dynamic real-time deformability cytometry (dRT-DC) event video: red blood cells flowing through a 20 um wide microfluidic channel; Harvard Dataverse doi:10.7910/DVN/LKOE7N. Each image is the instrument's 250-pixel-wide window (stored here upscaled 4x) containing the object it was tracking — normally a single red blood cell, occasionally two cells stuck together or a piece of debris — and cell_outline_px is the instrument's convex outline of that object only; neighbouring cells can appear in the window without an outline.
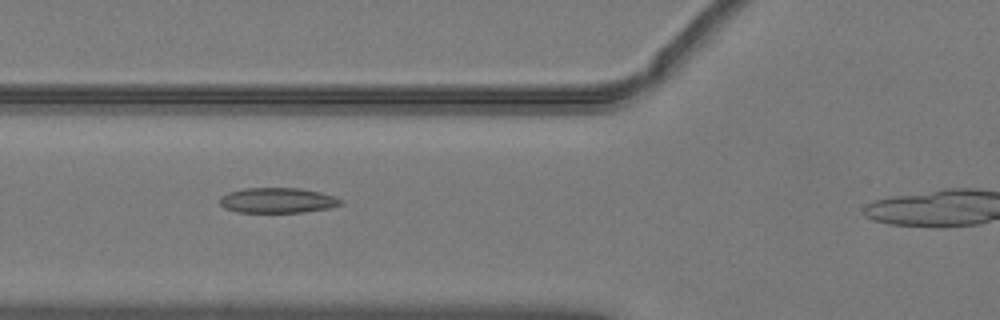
{"species": "common noctule bat (a hibernating species)", "species_latin": "Nyctalus noctula", "temperature_condition": "warm", "stored_images_in_passage": 38, "camera_frame_rate_fps": 3000, "um_per_image_px": 0.085, "animal": {"sex": "male", "body_mass_g": 19.2, "forearm_length_mm": 51.8}, "frame": {"image": 1, "passage_image": 13, "time_ms": 4.0, "image_size_px": [1000, 320], "cell_outline_px": [[344, 204], [332, 208], [304, 212], [236, 212], [224, 208], [220, 204], [220, 196], [228, 192], [244, 188], [300, 188], [320, 192], [336, 196], [344, 200]], "centroid_in_image_um": [23.64, 17.03], "position_along_channel_um": 102.2, "area_um2": 18.09}}
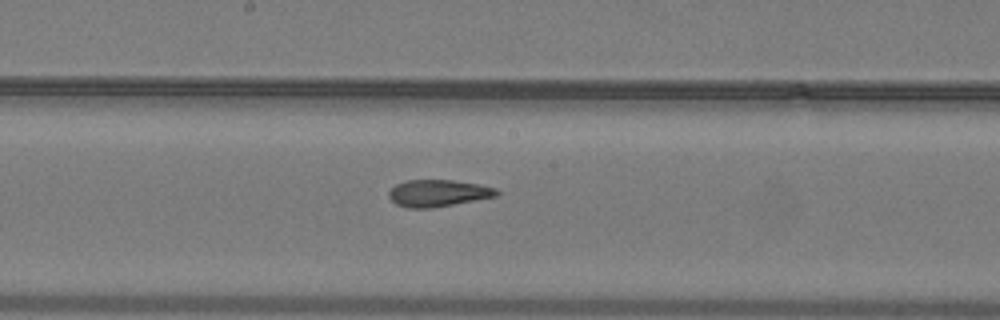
{"frame": {"image": 2, "passage_image": 21, "time_ms": 6.667, "image_size_px": [1000, 320], "cell_outline_px": [[500, 192], [496, 196], [432, 208], [408, 208], [396, 204], [388, 196], [388, 192], [396, 184], [408, 180], [456, 180], [480, 184], [496, 188]], "centroid_in_image_um": [37.24, 16.41], "position_along_channel_um": 211.0, "area_um2": 16.88}}
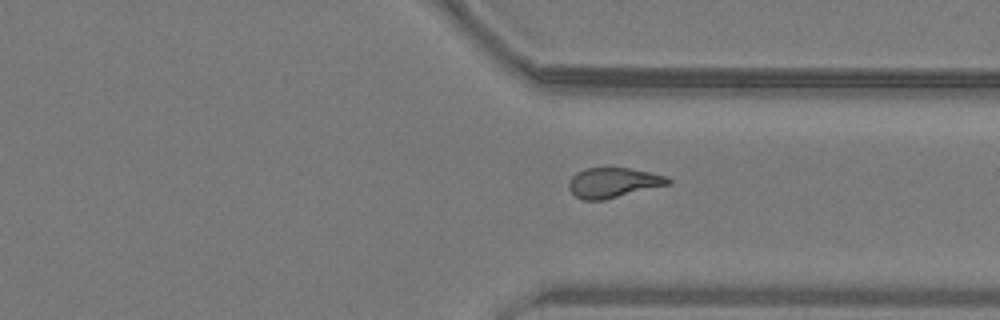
{"frame": {"image": 3, "passage_image": 32, "time_ms": 10.333, "image_size_px": [1000, 320], "cell_outline_px": [[672, 184], [604, 200], [584, 200], [576, 196], [568, 188], [568, 184], [572, 176], [576, 172], [584, 168], [628, 168], [668, 176], [672, 180]], "centroid_in_image_um": [52.15, 15.53], "position_along_channel_um": 359.2, "area_um2": 17.46}, "authors_computed_cell_mechanics": {"area_um2": 17.7446, "velocity_mm_per_s": 4.0635, "shape_relaxation_time_tau1_ms": null, "shape_relaxation_time_tau2_ms": 2.5192, "deformation_change_tau1": null, "deformation_change_tau2": 0.1126}}